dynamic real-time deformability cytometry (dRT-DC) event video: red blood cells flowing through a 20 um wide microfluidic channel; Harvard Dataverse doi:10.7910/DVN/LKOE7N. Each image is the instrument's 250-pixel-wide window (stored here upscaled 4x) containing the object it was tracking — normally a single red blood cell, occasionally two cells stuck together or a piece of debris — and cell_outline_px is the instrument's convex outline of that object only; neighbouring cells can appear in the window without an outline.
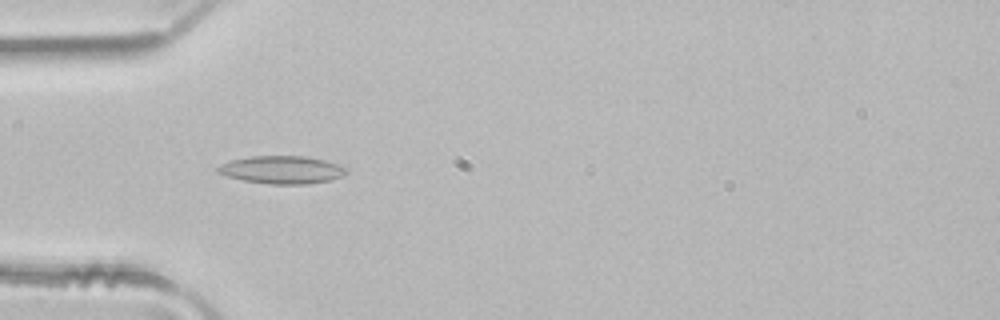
{"species": "common noctule bat (a hibernating species)", "species_latin": "Nyctalus noctula", "temperature_condition": "room temperature", "stored_images_in_passage": 37, "camera_frame_rate_fps": 3000, "um_per_image_px": 0.085, "animal": {"sex": "male", "body_mass_g": 21.5, "forearm_length_mm": 52.0}, "frame": {"image": 1, "passage_image": 3, "time_ms": 0.667, "image_size_px": [1000, 320], "cell_outline_px": [[348, 172], [344, 176], [332, 180], [308, 184], [268, 184], [244, 180], [224, 176], [216, 172], [216, 168], [220, 164], [232, 160], [252, 156], [304, 156], [324, 160], [340, 164], [348, 168]], "centroid_in_image_um": [23.99, 14.44], "position_along_channel_um": 61.0, "area_um2": 21.1}}
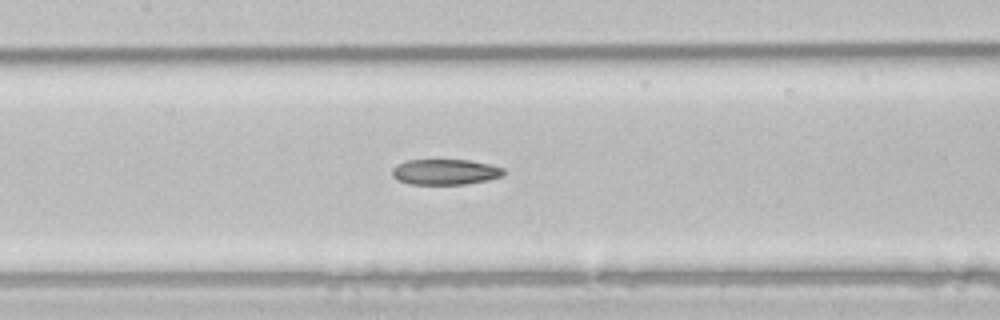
{"frame": {"image": 2, "passage_image": 11, "time_ms": 3.333, "image_size_px": [1000, 320], "cell_outline_px": [[504, 172], [500, 176], [488, 180], [468, 184], [408, 184], [396, 180], [392, 176], [392, 168], [396, 164], [404, 160], [468, 160], [488, 164], [504, 168]], "centroid_in_image_um": [37.77, 14.61], "position_along_channel_um": 169.6, "area_um2": 16.7}}
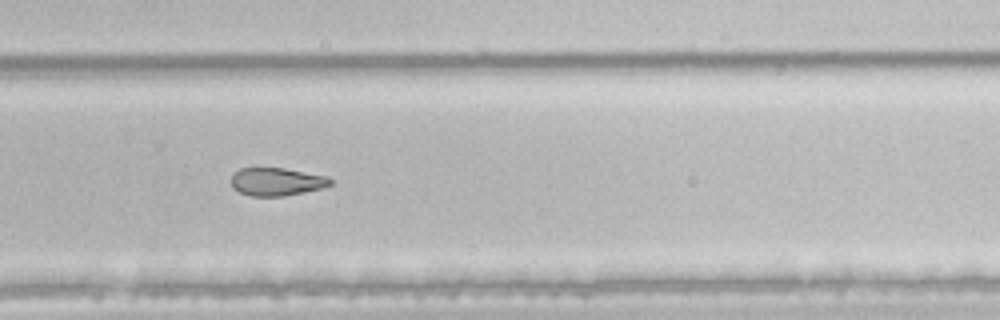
{"frame": {"image": 3, "passage_image": 21, "time_ms": 6.667, "image_size_px": [1000, 320], "cell_outline_px": [[332, 184], [320, 188], [304, 192], [284, 196], [252, 196], [240, 192], [232, 188], [232, 172], [240, 168], [284, 168], [328, 176], [332, 180]], "centroid_in_image_um": [23.5, 15.44], "position_along_channel_um": 306.3, "area_um2": 16.18}}